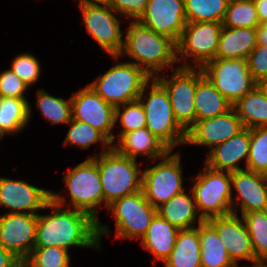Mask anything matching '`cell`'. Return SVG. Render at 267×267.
I'll return each instance as SVG.
<instances>
[{
	"instance_id": "277c9868",
	"label": "cell",
	"mask_w": 267,
	"mask_h": 267,
	"mask_svg": "<svg viewBox=\"0 0 267 267\" xmlns=\"http://www.w3.org/2000/svg\"><path fill=\"white\" fill-rule=\"evenodd\" d=\"M91 158L98 164L107 209L115 200L142 191L143 170L137 160L118 153L113 147Z\"/></svg>"
},
{
	"instance_id": "7c38bea8",
	"label": "cell",
	"mask_w": 267,
	"mask_h": 267,
	"mask_svg": "<svg viewBox=\"0 0 267 267\" xmlns=\"http://www.w3.org/2000/svg\"><path fill=\"white\" fill-rule=\"evenodd\" d=\"M202 70L214 87L232 105L257 85L249 71L246 59L215 58L206 63Z\"/></svg>"
},
{
	"instance_id": "4fadbf2b",
	"label": "cell",
	"mask_w": 267,
	"mask_h": 267,
	"mask_svg": "<svg viewBox=\"0 0 267 267\" xmlns=\"http://www.w3.org/2000/svg\"><path fill=\"white\" fill-rule=\"evenodd\" d=\"M87 33L111 56H120L124 38L121 19L109 4L79 3Z\"/></svg>"
},
{
	"instance_id": "f6af8a7d",
	"label": "cell",
	"mask_w": 267,
	"mask_h": 267,
	"mask_svg": "<svg viewBox=\"0 0 267 267\" xmlns=\"http://www.w3.org/2000/svg\"><path fill=\"white\" fill-rule=\"evenodd\" d=\"M257 45L267 46V23L259 24L256 28Z\"/></svg>"
},
{
	"instance_id": "8fae6325",
	"label": "cell",
	"mask_w": 267,
	"mask_h": 267,
	"mask_svg": "<svg viewBox=\"0 0 267 267\" xmlns=\"http://www.w3.org/2000/svg\"><path fill=\"white\" fill-rule=\"evenodd\" d=\"M107 210L115 218V238L119 239L141 240L157 214V208L147 201L143 191L115 200Z\"/></svg>"
},
{
	"instance_id": "3957f363",
	"label": "cell",
	"mask_w": 267,
	"mask_h": 267,
	"mask_svg": "<svg viewBox=\"0 0 267 267\" xmlns=\"http://www.w3.org/2000/svg\"><path fill=\"white\" fill-rule=\"evenodd\" d=\"M63 179L66 184V190L69 193L68 195H70V202H67L66 196L54 191H51V200L62 207L70 205L69 208L83 211L96 220L98 222V239L101 244L102 236L111 233V231L109 232L107 225L100 223L97 215L98 207L104 204L97 162L93 158L88 157L66 172Z\"/></svg>"
},
{
	"instance_id": "f546056e",
	"label": "cell",
	"mask_w": 267,
	"mask_h": 267,
	"mask_svg": "<svg viewBox=\"0 0 267 267\" xmlns=\"http://www.w3.org/2000/svg\"><path fill=\"white\" fill-rule=\"evenodd\" d=\"M245 128L267 126V97L256 85L232 105Z\"/></svg>"
},
{
	"instance_id": "ffe728a7",
	"label": "cell",
	"mask_w": 267,
	"mask_h": 267,
	"mask_svg": "<svg viewBox=\"0 0 267 267\" xmlns=\"http://www.w3.org/2000/svg\"><path fill=\"white\" fill-rule=\"evenodd\" d=\"M231 188L238 194L236 203H232L234 214L239 203L240 216L250 211H267V175L246 169L231 172Z\"/></svg>"
},
{
	"instance_id": "5bb4252c",
	"label": "cell",
	"mask_w": 267,
	"mask_h": 267,
	"mask_svg": "<svg viewBox=\"0 0 267 267\" xmlns=\"http://www.w3.org/2000/svg\"><path fill=\"white\" fill-rule=\"evenodd\" d=\"M72 118L86 122L113 144L115 107L105 102L89 85L72 93Z\"/></svg>"
},
{
	"instance_id": "30bf717a",
	"label": "cell",
	"mask_w": 267,
	"mask_h": 267,
	"mask_svg": "<svg viewBox=\"0 0 267 267\" xmlns=\"http://www.w3.org/2000/svg\"><path fill=\"white\" fill-rule=\"evenodd\" d=\"M171 153L170 150L159 163L142 171V191L155 208L184 191L181 156Z\"/></svg>"
},
{
	"instance_id": "6da1fadb",
	"label": "cell",
	"mask_w": 267,
	"mask_h": 267,
	"mask_svg": "<svg viewBox=\"0 0 267 267\" xmlns=\"http://www.w3.org/2000/svg\"><path fill=\"white\" fill-rule=\"evenodd\" d=\"M53 212L37 215V231L34 247L58 246L101 249L98 239V222L89 214L72 208H64L52 200L45 206Z\"/></svg>"
},
{
	"instance_id": "484cf974",
	"label": "cell",
	"mask_w": 267,
	"mask_h": 267,
	"mask_svg": "<svg viewBox=\"0 0 267 267\" xmlns=\"http://www.w3.org/2000/svg\"><path fill=\"white\" fill-rule=\"evenodd\" d=\"M198 226L180 229L165 267H202Z\"/></svg>"
},
{
	"instance_id": "9a60e30c",
	"label": "cell",
	"mask_w": 267,
	"mask_h": 267,
	"mask_svg": "<svg viewBox=\"0 0 267 267\" xmlns=\"http://www.w3.org/2000/svg\"><path fill=\"white\" fill-rule=\"evenodd\" d=\"M51 191L24 180L0 177V206L9 209L8 213L38 215L51 201Z\"/></svg>"
},
{
	"instance_id": "8d00e7d4",
	"label": "cell",
	"mask_w": 267,
	"mask_h": 267,
	"mask_svg": "<svg viewBox=\"0 0 267 267\" xmlns=\"http://www.w3.org/2000/svg\"><path fill=\"white\" fill-rule=\"evenodd\" d=\"M119 120L122 126L121 132L113 136V144L116 137H120L127 132L145 128L146 115L139 99L130 101L124 105L115 108V123Z\"/></svg>"
},
{
	"instance_id": "4dcf8cb0",
	"label": "cell",
	"mask_w": 267,
	"mask_h": 267,
	"mask_svg": "<svg viewBox=\"0 0 267 267\" xmlns=\"http://www.w3.org/2000/svg\"><path fill=\"white\" fill-rule=\"evenodd\" d=\"M36 107L51 125L63 123L67 125L72 120L71 97L68 100L55 97L44 89H38Z\"/></svg>"
},
{
	"instance_id": "ba28073f",
	"label": "cell",
	"mask_w": 267,
	"mask_h": 267,
	"mask_svg": "<svg viewBox=\"0 0 267 267\" xmlns=\"http://www.w3.org/2000/svg\"><path fill=\"white\" fill-rule=\"evenodd\" d=\"M204 76L202 68L176 67L171 76L154 79L166 90L176 121L187 132L196 123L195 94L197 82Z\"/></svg>"
},
{
	"instance_id": "83f0119b",
	"label": "cell",
	"mask_w": 267,
	"mask_h": 267,
	"mask_svg": "<svg viewBox=\"0 0 267 267\" xmlns=\"http://www.w3.org/2000/svg\"><path fill=\"white\" fill-rule=\"evenodd\" d=\"M196 121L228 112L232 104L214 87L204 75L197 82L195 94Z\"/></svg>"
},
{
	"instance_id": "74e56055",
	"label": "cell",
	"mask_w": 267,
	"mask_h": 267,
	"mask_svg": "<svg viewBox=\"0 0 267 267\" xmlns=\"http://www.w3.org/2000/svg\"><path fill=\"white\" fill-rule=\"evenodd\" d=\"M68 252L58 246L34 247L26 260L34 267H70Z\"/></svg>"
},
{
	"instance_id": "8992f818",
	"label": "cell",
	"mask_w": 267,
	"mask_h": 267,
	"mask_svg": "<svg viewBox=\"0 0 267 267\" xmlns=\"http://www.w3.org/2000/svg\"><path fill=\"white\" fill-rule=\"evenodd\" d=\"M191 180L193 186L190 189L204 221L233 213L231 172L214 170L204 164L203 170Z\"/></svg>"
},
{
	"instance_id": "b9f144b4",
	"label": "cell",
	"mask_w": 267,
	"mask_h": 267,
	"mask_svg": "<svg viewBox=\"0 0 267 267\" xmlns=\"http://www.w3.org/2000/svg\"><path fill=\"white\" fill-rule=\"evenodd\" d=\"M248 68L257 83L267 77V46L257 45L247 58Z\"/></svg>"
},
{
	"instance_id": "d6a6232c",
	"label": "cell",
	"mask_w": 267,
	"mask_h": 267,
	"mask_svg": "<svg viewBox=\"0 0 267 267\" xmlns=\"http://www.w3.org/2000/svg\"><path fill=\"white\" fill-rule=\"evenodd\" d=\"M67 125L70 127L63 141V146L73 145L86 150L92 146V144L102 142L103 149H101V154L112 147V144L98 130L86 122L77 121L72 118Z\"/></svg>"
},
{
	"instance_id": "e575fe53",
	"label": "cell",
	"mask_w": 267,
	"mask_h": 267,
	"mask_svg": "<svg viewBox=\"0 0 267 267\" xmlns=\"http://www.w3.org/2000/svg\"><path fill=\"white\" fill-rule=\"evenodd\" d=\"M250 235L256 260L267 261V211H250L242 215Z\"/></svg>"
},
{
	"instance_id": "7a4b0ae2",
	"label": "cell",
	"mask_w": 267,
	"mask_h": 267,
	"mask_svg": "<svg viewBox=\"0 0 267 267\" xmlns=\"http://www.w3.org/2000/svg\"><path fill=\"white\" fill-rule=\"evenodd\" d=\"M128 27L120 56H112L116 61L122 54L130 57L129 62L142 68L151 78L159 75L164 68L168 67L170 71L176 69L177 45L174 40L138 21H131Z\"/></svg>"
},
{
	"instance_id": "60d3db41",
	"label": "cell",
	"mask_w": 267,
	"mask_h": 267,
	"mask_svg": "<svg viewBox=\"0 0 267 267\" xmlns=\"http://www.w3.org/2000/svg\"><path fill=\"white\" fill-rule=\"evenodd\" d=\"M148 0H111L109 6L120 17H128L130 21H138L147 8Z\"/></svg>"
},
{
	"instance_id": "7402d4cb",
	"label": "cell",
	"mask_w": 267,
	"mask_h": 267,
	"mask_svg": "<svg viewBox=\"0 0 267 267\" xmlns=\"http://www.w3.org/2000/svg\"><path fill=\"white\" fill-rule=\"evenodd\" d=\"M112 147L120 154L137 160L138 155L147 156L150 161L164 157L170 149L146 127L122 134Z\"/></svg>"
},
{
	"instance_id": "ac0fdd59",
	"label": "cell",
	"mask_w": 267,
	"mask_h": 267,
	"mask_svg": "<svg viewBox=\"0 0 267 267\" xmlns=\"http://www.w3.org/2000/svg\"><path fill=\"white\" fill-rule=\"evenodd\" d=\"M245 127L232 107L228 112L196 121L187 131L186 144L194 146H215L239 134Z\"/></svg>"
},
{
	"instance_id": "d6986e66",
	"label": "cell",
	"mask_w": 267,
	"mask_h": 267,
	"mask_svg": "<svg viewBox=\"0 0 267 267\" xmlns=\"http://www.w3.org/2000/svg\"><path fill=\"white\" fill-rule=\"evenodd\" d=\"M217 231L227 249L230 260L239 267L238 260L253 262L256 260L252 241L246 224L241 216L232 213L225 216L213 217L207 220Z\"/></svg>"
},
{
	"instance_id": "1f68e13d",
	"label": "cell",
	"mask_w": 267,
	"mask_h": 267,
	"mask_svg": "<svg viewBox=\"0 0 267 267\" xmlns=\"http://www.w3.org/2000/svg\"><path fill=\"white\" fill-rule=\"evenodd\" d=\"M229 0H184L187 22L222 23Z\"/></svg>"
},
{
	"instance_id": "5b68a950",
	"label": "cell",
	"mask_w": 267,
	"mask_h": 267,
	"mask_svg": "<svg viewBox=\"0 0 267 267\" xmlns=\"http://www.w3.org/2000/svg\"><path fill=\"white\" fill-rule=\"evenodd\" d=\"M150 92L145 96V90ZM146 115V128L159 138L171 151L186 143L187 132L176 121L166 90L152 78L138 97ZM145 99V100H144ZM146 101V102H145Z\"/></svg>"
},
{
	"instance_id": "c3c4849f",
	"label": "cell",
	"mask_w": 267,
	"mask_h": 267,
	"mask_svg": "<svg viewBox=\"0 0 267 267\" xmlns=\"http://www.w3.org/2000/svg\"><path fill=\"white\" fill-rule=\"evenodd\" d=\"M266 262L267 261H264V260H255L252 262L253 264L251 266L246 265L244 267H267Z\"/></svg>"
},
{
	"instance_id": "f1b7e54d",
	"label": "cell",
	"mask_w": 267,
	"mask_h": 267,
	"mask_svg": "<svg viewBox=\"0 0 267 267\" xmlns=\"http://www.w3.org/2000/svg\"><path fill=\"white\" fill-rule=\"evenodd\" d=\"M31 106L27 99L0 97V134H17L31 119Z\"/></svg>"
},
{
	"instance_id": "603a6c76",
	"label": "cell",
	"mask_w": 267,
	"mask_h": 267,
	"mask_svg": "<svg viewBox=\"0 0 267 267\" xmlns=\"http://www.w3.org/2000/svg\"><path fill=\"white\" fill-rule=\"evenodd\" d=\"M179 230L157 213L141 238V245L155 256L154 260L164 262L175 246Z\"/></svg>"
},
{
	"instance_id": "ab89813d",
	"label": "cell",
	"mask_w": 267,
	"mask_h": 267,
	"mask_svg": "<svg viewBox=\"0 0 267 267\" xmlns=\"http://www.w3.org/2000/svg\"><path fill=\"white\" fill-rule=\"evenodd\" d=\"M29 86L11 69L0 73V97L27 99L24 92Z\"/></svg>"
},
{
	"instance_id": "681fc988",
	"label": "cell",
	"mask_w": 267,
	"mask_h": 267,
	"mask_svg": "<svg viewBox=\"0 0 267 267\" xmlns=\"http://www.w3.org/2000/svg\"><path fill=\"white\" fill-rule=\"evenodd\" d=\"M111 0H79V3H100L109 4Z\"/></svg>"
},
{
	"instance_id": "cb8c5ba5",
	"label": "cell",
	"mask_w": 267,
	"mask_h": 267,
	"mask_svg": "<svg viewBox=\"0 0 267 267\" xmlns=\"http://www.w3.org/2000/svg\"><path fill=\"white\" fill-rule=\"evenodd\" d=\"M188 192L186 193L184 190L157 208V213L162 218L179 229L193 228L196 227V221H198V225L204 221L198 215L191 189Z\"/></svg>"
},
{
	"instance_id": "d4e9b609",
	"label": "cell",
	"mask_w": 267,
	"mask_h": 267,
	"mask_svg": "<svg viewBox=\"0 0 267 267\" xmlns=\"http://www.w3.org/2000/svg\"><path fill=\"white\" fill-rule=\"evenodd\" d=\"M256 46V28H230L223 26L216 58L247 60Z\"/></svg>"
},
{
	"instance_id": "9c48e42d",
	"label": "cell",
	"mask_w": 267,
	"mask_h": 267,
	"mask_svg": "<svg viewBox=\"0 0 267 267\" xmlns=\"http://www.w3.org/2000/svg\"><path fill=\"white\" fill-rule=\"evenodd\" d=\"M222 23L187 22L177 45V62L179 67L202 68L216 58ZM192 58V59H190ZM193 60L195 65L186 61ZM187 63V64H186Z\"/></svg>"
},
{
	"instance_id": "d590c367",
	"label": "cell",
	"mask_w": 267,
	"mask_h": 267,
	"mask_svg": "<svg viewBox=\"0 0 267 267\" xmlns=\"http://www.w3.org/2000/svg\"><path fill=\"white\" fill-rule=\"evenodd\" d=\"M246 170L267 175V126L250 129Z\"/></svg>"
},
{
	"instance_id": "836d02e7",
	"label": "cell",
	"mask_w": 267,
	"mask_h": 267,
	"mask_svg": "<svg viewBox=\"0 0 267 267\" xmlns=\"http://www.w3.org/2000/svg\"><path fill=\"white\" fill-rule=\"evenodd\" d=\"M260 24L253 0H229L222 25L230 28H257Z\"/></svg>"
},
{
	"instance_id": "ee69618b",
	"label": "cell",
	"mask_w": 267,
	"mask_h": 267,
	"mask_svg": "<svg viewBox=\"0 0 267 267\" xmlns=\"http://www.w3.org/2000/svg\"><path fill=\"white\" fill-rule=\"evenodd\" d=\"M260 24L267 23V0H253Z\"/></svg>"
},
{
	"instance_id": "f35d334b",
	"label": "cell",
	"mask_w": 267,
	"mask_h": 267,
	"mask_svg": "<svg viewBox=\"0 0 267 267\" xmlns=\"http://www.w3.org/2000/svg\"><path fill=\"white\" fill-rule=\"evenodd\" d=\"M11 70L29 87L38 81L41 66L38 59L30 53L17 55L12 63Z\"/></svg>"
},
{
	"instance_id": "44dd1931",
	"label": "cell",
	"mask_w": 267,
	"mask_h": 267,
	"mask_svg": "<svg viewBox=\"0 0 267 267\" xmlns=\"http://www.w3.org/2000/svg\"><path fill=\"white\" fill-rule=\"evenodd\" d=\"M250 129L245 128L236 136L220 143L207 152L205 165L218 171L235 172L244 170L249 156ZM245 159V166H238Z\"/></svg>"
},
{
	"instance_id": "52a82bcc",
	"label": "cell",
	"mask_w": 267,
	"mask_h": 267,
	"mask_svg": "<svg viewBox=\"0 0 267 267\" xmlns=\"http://www.w3.org/2000/svg\"><path fill=\"white\" fill-rule=\"evenodd\" d=\"M152 78L131 62L116 63L88 85L115 108L138 99L143 87Z\"/></svg>"
},
{
	"instance_id": "2e32d148",
	"label": "cell",
	"mask_w": 267,
	"mask_h": 267,
	"mask_svg": "<svg viewBox=\"0 0 267 267\" xmlns=\"http://www.w3.org/2000/svg\"><path fill=\"white\" fill-rule=\"evenodd\" d=\"M37 215L5 213L0 215V244L17 258L26 259L34 248Z\"/></svg>"
},
{
	"instance_id": "7bdbcfd3",
	"label": "cell",
	"mask_w": 267,
	"mask_h": 267,
	"mask_svg": "<svg viewBox=\"0 0 267 267\" xmlns=\"http://www.w3.org/2000/svg\"><path fill=\"white\" fill-rule=\"evenodd\" d=\"M18 260L19 258L0 244V267H14Z\"/></svg>"
},
{
	"instance_id": "7dc6e473",
	"label": "cell",
	"mask_w": 267,
	"mask_h": 267,
	"mask_svg": "<svg viewBox=\"0 0 267 267\" xmlns=\"http://www.w3.org/2000/svg\"><path fill=\"white\" fill-rule=\"evenodd\" d=\"M14 267H34L28 260L26 259H19Z\"/></svg>"
},
{
	"instance_id": "4316f807",
	"label": "cell",
	"mask_w": 267,
	"mask_h": 267,
	"mask_svg": "<svg viewBox=\"0 0 267 267\" xmlns=\"http://www.w3.org/2000/svg\"><path fill=\"white\" fill-rule=\"evenodd\" d=\"M202 267H236L215 228L203 221L198 225Z\"/></svg>"
},
{
	"instance_id": "bcb514c9",
	"label": "cell",
	"mask_w": 267,
	"mask_h": 267,
	"mask_svg": "<svg viewBox=\"0 0 267 267\" xmlns=\"http://www.w3.org/2000/svg\"><path fill=\"white\" fill-rule=\"evenodd\" d=\"M258 88L262 91L265 97H267V77L257 82Z\"/></svg>"
},
{
	"instance_id": "e0dca14e",
	"label": "cell",
	"mask_w": 267,
	"mask_h": 267,
	"mask_svg": "<svg viewBox=\"0 0 267 267\" xmlns=\"http://www.w3.org/2000/svg\"><path fill=\"white\" fill-rule=\"evenodd\" d=\"M138 22L177 43L187 24L184 0H148Z\"/></svg>"
}]
</instances>
